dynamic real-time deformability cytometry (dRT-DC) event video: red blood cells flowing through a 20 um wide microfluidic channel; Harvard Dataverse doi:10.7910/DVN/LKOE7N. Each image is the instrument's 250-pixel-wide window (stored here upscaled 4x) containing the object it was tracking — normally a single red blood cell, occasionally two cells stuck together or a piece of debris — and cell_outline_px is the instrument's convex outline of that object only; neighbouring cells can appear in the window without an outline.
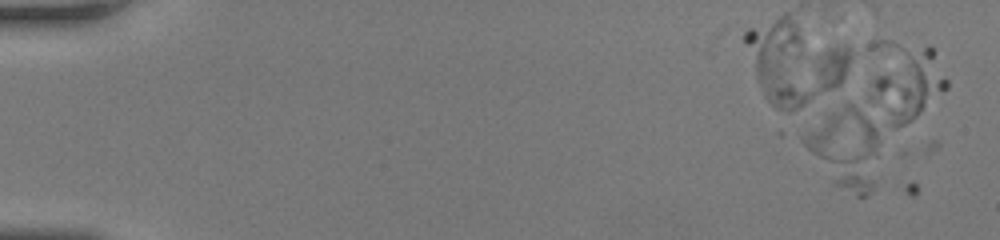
{"species": "human", "species_latin": "Homo sapiens", "temperature_condition": "room temperature", "stored_images_in_passage": 4, "camera_frame_rate_fps": 3000, "um_per_image_px": 0.085, "donor": {"sex": "female"}, "frame": {"image": 1, "passage_image": 3, "time_ms": 0.667, "image_size_px": [1000, 240], "cell_outline_px": [[876, 156], [872, 192], [864, 196], [856, 196], [836, 184], [800, 140], [800, 136], [828, 116], [848, 104], [852, 104], [876, 124]], "centroid_in_image_um": [71.87, 12.65], "position_along_channel_um": 13.1, "area_um2": 33.0}}